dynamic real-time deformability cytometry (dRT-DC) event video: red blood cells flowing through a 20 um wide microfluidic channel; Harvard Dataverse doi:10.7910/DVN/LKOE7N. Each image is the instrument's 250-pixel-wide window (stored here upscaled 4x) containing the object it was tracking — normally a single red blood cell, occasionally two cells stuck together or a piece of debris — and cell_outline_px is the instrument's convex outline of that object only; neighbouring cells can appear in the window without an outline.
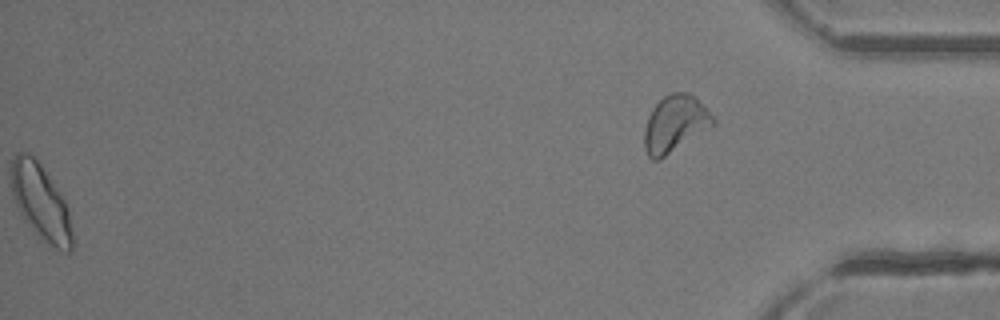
{"species": "common noctule bat (a hibernating species)", "species_latin": "Nyctalus noctula", "temperature_condition": "room temperature", "stored_images_in_passage": 47, "segment_of_instrument_passage": [2, 2], "camera_frame_rate_fps": 3000, "um_per_image_px": 0.085, "animal": {"sex": "female"}, "frame": {"image": 1, "passage_image": 47, "time_ms": 15.333, "image_size_px": [1000, 320], "cell_outline_px": [[716, 124], [660, 160], [652, 160], [648, 156], [644, 148], [644, 128], [648, 116], [652, 108], [664, 96], [672, 92], [684, 92], [692, 96], [716, 120]], "centroid_in_image_um": [57.33, 10.56], "position_along_channel_um": 377.9, "area_um2": 22.48}}